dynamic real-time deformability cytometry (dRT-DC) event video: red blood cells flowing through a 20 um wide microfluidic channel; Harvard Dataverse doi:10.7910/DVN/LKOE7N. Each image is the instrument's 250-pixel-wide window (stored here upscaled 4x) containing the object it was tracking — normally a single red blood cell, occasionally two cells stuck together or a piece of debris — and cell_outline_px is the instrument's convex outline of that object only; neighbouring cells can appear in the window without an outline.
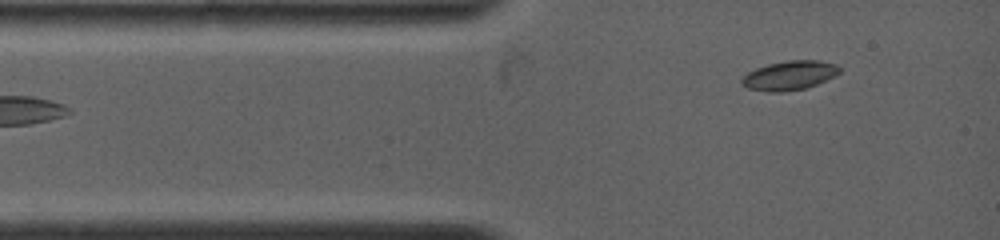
{"species": "common noctule bat (a hibernating species)", "species_latin": "Nyctalus noctula", "temperature_condition": "warm", "stored_images_in_passage": 2, "camera_frame_rate_fps": 4500, "um_per_image_px": 0.085, "animal": {"sex": "female", "body_mass_g": 19.0, "forearm_length_mm": 53.3}, "frame": {"image": 1, "passage_image": 2, "time_ms": 0.889, "image_size_px": [1000, 240], "cell_outline_px": [[840, 72], [816, 84], [804, 88], [784, 92], [768, 92], [748, 88], [740, 80], [748, 72], [756, 68], [768, 64], [788, 60], [820, 60], [836, 64], [840, 68]], "centroid_in_image_um": [67.09, 6.4], "position_along_channel_um": 17.9, "area_um2": 16.42}}